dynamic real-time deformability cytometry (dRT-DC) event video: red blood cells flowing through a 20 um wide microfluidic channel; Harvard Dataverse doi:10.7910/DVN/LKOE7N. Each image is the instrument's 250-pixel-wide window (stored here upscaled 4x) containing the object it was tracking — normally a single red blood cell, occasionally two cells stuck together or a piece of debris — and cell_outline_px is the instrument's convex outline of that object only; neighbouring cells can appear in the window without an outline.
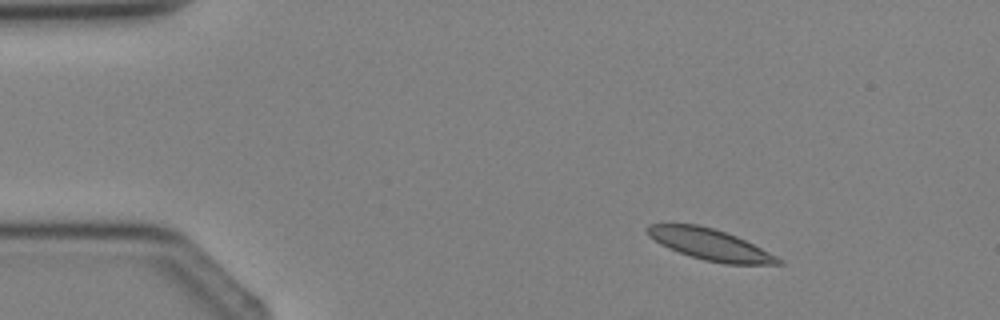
{"species": "Egyptian fruit bat (a non-hibernating species)", "species_latin": "Rousettus aegyptiacus", "temperature_condition": "cold", "stored_images_in_passage": 3, "segment_of_instrument_passage": [1, 2], "camera_frame_rate_fps": 3000, "um_per_image_px": 0.085, "animal": {"sex": "female"}, "frame": {"image": 1, "passage_image": 1, "time_ms": 0.0, "image_size_px": [1000, 320], "cell_outline_px": [[784, 264], [724, 264], [704, 260], [668, 248], [660, 244], [648, 236], [644, 228], [648, 224], [696, 224], [712, 228], [736, 236], [784, 260]], "centroid_in_image_um": [60.32, 20.78], "position_along_channel_um": 24.7, "area_um2": 23.52}}